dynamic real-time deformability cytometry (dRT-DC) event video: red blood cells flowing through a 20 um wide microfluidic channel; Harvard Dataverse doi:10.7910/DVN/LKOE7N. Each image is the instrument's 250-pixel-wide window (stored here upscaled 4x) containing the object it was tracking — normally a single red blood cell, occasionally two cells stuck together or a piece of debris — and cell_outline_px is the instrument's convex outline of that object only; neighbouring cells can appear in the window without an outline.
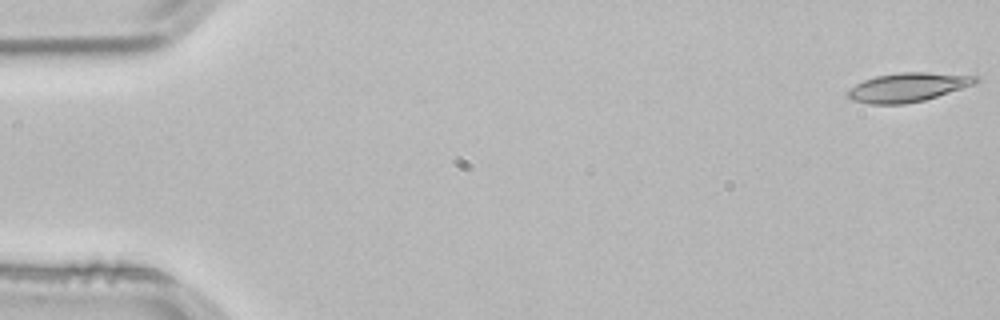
{"species": "common noctule bat (a hibernating species)", "species_latin": "Nyctalus noctula", "temperature_condition": "room temperature", "stored_images_in_passage": 53, "camera_frame_rate_fps": 3000, "um_per_image_px": 0.085, "animal": {"sex": "male", "body_mass_g": 21.5, "forearm_length_mm": 52.0}, "frame": {"image": 1, "passage_image": 1, "time_ms": 0.0, "image_size_px": [1000, 320], "cell_outline_px": [[980, 80], [976, 84], [924, 100], [904, 104], [868, 104], [852, 100], [848, 96], [848, 88], [864, 80], [876, 76], [900, 72], [928, 72], [980, 76]], "centroid_in_image_um": [77.19, 7.41], "position_along_channel_um": 7.8, "area_um2": 21.68}}
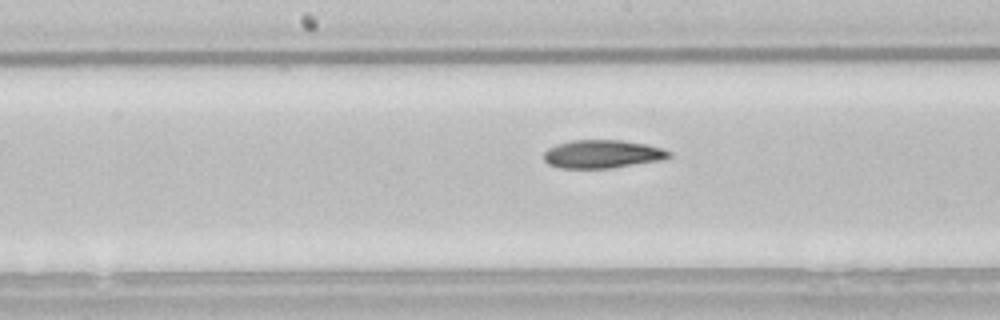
{"frame": {"image": 2, "passage_image": 27, "time_ms": 8.667, "image_size_px": [1000, 320], "cell_outline_px": [[672, 156], [660, 160], [608, 168], [560, 168], [548, 164], [544, 160], [544, 152], [548, 148], [556, 144], [572, 140], [620, 140], [644, 144], [664, 148], [672, 152]], "centroid_in_image_um": [51.19, 13.09], "position_along_channel_um": 197.0, "area_um2": 20.52}}
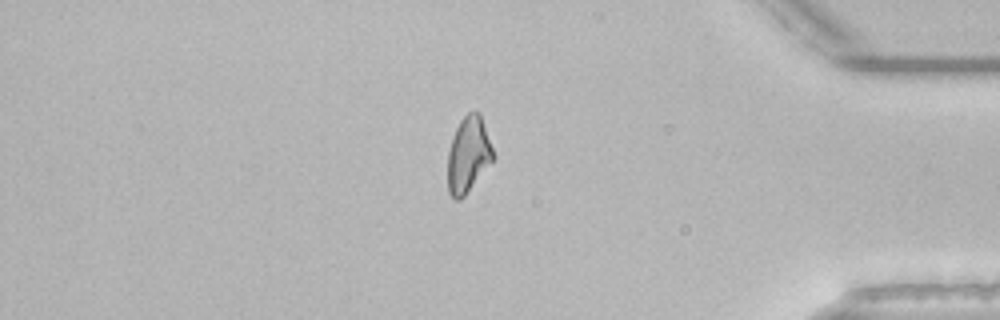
{"frame": {"image": 3, "passage_image": 45, "time_ms": 14.667, "image_size_px": [1000, 320], "cell_outline_px": [[496, 156], [464, 196], [460, 200], [452, 200], [448, 192], [448, 152], [452, 136], [460, 120], [468, 112], [476, 108], [480, 112]], "centroid_in_image_um": [39.81, 13.11], "position_along_channel_um": 395.4, "area_um2": 20.35}, "authors_computed_cell_mechanics": {"area_um2": 20.808, "velocity_mm_per_s": 3.8384, "shape_relaxation_time_tau1_ms": 7.9749, "shape_relaxation_time_tau2_ms": 6.9949, "deformation_change_tau1": 0.2149, "deformation_change_tau2": 0.1715}}